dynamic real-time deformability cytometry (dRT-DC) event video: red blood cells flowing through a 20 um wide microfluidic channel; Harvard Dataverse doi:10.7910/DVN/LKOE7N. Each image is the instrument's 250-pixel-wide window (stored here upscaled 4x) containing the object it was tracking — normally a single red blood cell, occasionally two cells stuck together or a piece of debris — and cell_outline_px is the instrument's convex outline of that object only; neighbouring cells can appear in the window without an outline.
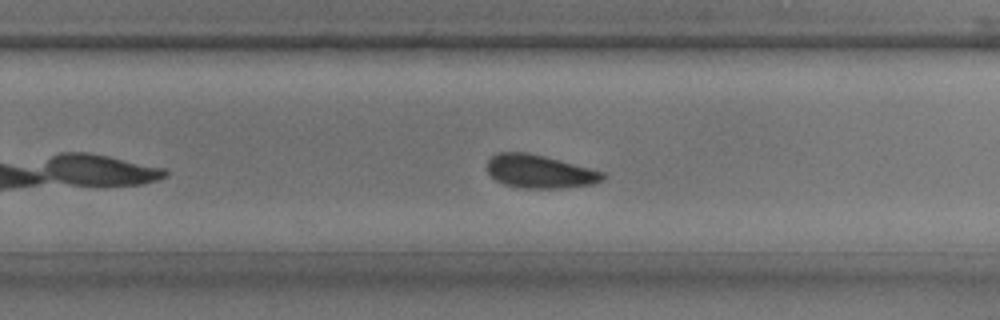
{"species": "common noctule bat (a hibernating species)", "species_latin": "Nyctalus noctula", "temperature_condition": "room temperature", "stored_images_in_passage": 21, "camera_frame_rate_fps": 3000, "um_per_image_px": 0.085, "animal": {"sex": "male", "body_mass_g": 17.9, "forearm_length_mm": 54.2}, "frame": {"image": 1, "passage_image": 15, "time_ms": 4.667, "image_size_px": [1000, 320], "cell_outline_px": [[604, 180], [596, 184], [564, 188], [520, 188], [504, 184], [496, 180], [488, 172], [488, 160], [492, 156], [500, 152], [528, 152], [544, 156], [604, 172]], "centroid_in_image_um": [45.89, 14.59], "position_along_channel_um": 283.9, "area_um2": 22.37}}
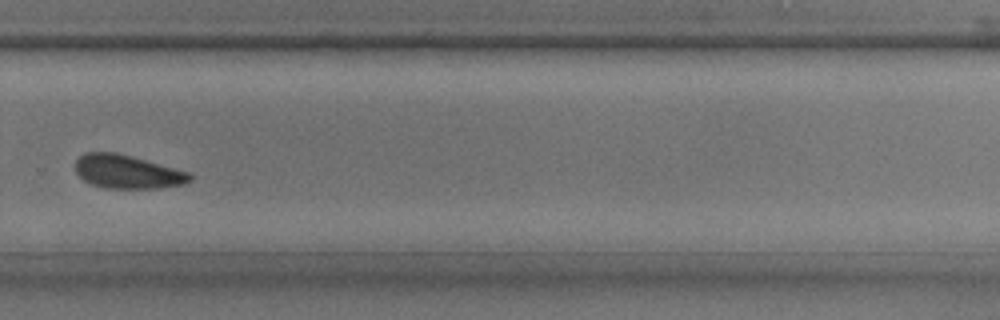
{"frame": {"image": 2, "passage_image": 17, "time_ms": 5.333, "image_size_px": [1000, 320], "cell_outline_px": [[192, 180], [184, 184], [160, 188], [104, 188], [92, 184], [84, 180], [76, 172], [76, 160], [84, 152], [116, 152], [132, 156], [192, 172]], "centroid_in_image_um": [10.87, 14.59], "position_along_channel_um": 318.9, "area_um2": 22.6}}